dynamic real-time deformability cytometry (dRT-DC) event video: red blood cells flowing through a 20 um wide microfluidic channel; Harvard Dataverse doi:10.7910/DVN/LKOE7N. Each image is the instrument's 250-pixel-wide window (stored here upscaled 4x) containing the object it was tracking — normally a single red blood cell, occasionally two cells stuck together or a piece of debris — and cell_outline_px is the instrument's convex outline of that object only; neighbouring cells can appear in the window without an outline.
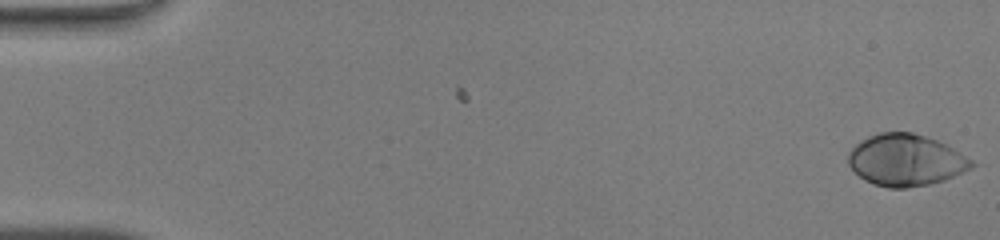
{"species": "human", "species_latin": "Homo sapiens", "temperature_condition": "warm", "stored_images_in_passage": 49, "camera_frame_rate_fps": 3000, "um_per_image_px": 0.085, "donor": {"sex": "male"}, "frame": {"image": 1, "passage_image": 1, "time_ms": 0.0, "image_size_px": [1000, 240], "cell_outline_px": [[976, 164], [972, 168], [944, 180], [928, 184], [904, 188], [888, 188], [872, 184], [864, 180], [848, 164], [848, 152], [860, 140], [868, 136], [880, 132], [912, 132], [936, 140], [952, 148], [972, 160]], "centroid_in_image_um": [76.96, 13.61], "position_along_channel_um": 8.0, "area_um2": 36.99}}
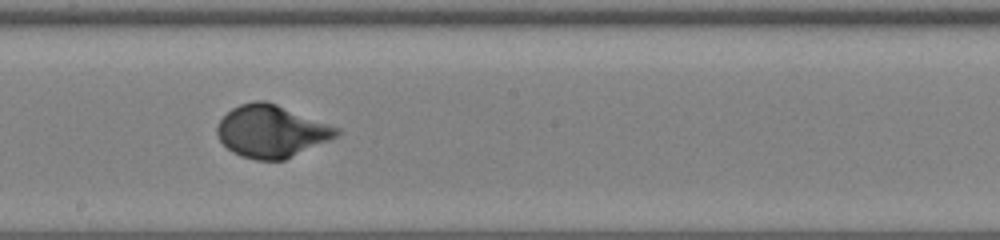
{"frame": {"image": 2, "passage_image": 28, "time_ms": 9.0, "image_size_px": [1000, 240], "cell_outline_px": [[340, 132], [336, 136], [328, 140], [284, 160], [256, 160], [240, 156], [232, 152], [220, 140], [216, 132], [216, 128], [220, 120], [232, 108], [240, 104], [252, 100], [268, 100], [340, 128]], "centroid_in_image_um": [23.05, 11.14], "position_along_channel_um": 225.2, "area_um2": 36.36}}
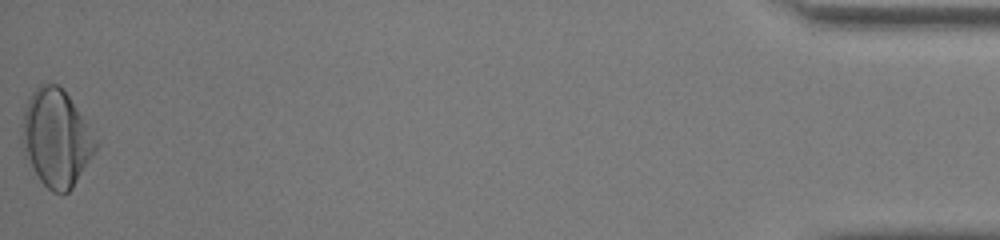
{"frame": {"image": 3, "passage_image": 49, "time_ms": 16.0, "image_size_px": [1000, 240], "cell_outline_px": [[100, 144], [72, 188], [68, 192], [52, 192], [40, 180], [24, 156], [20, 144], [20, 140], [24, 108], [32, 92], [40, 84], [56, 84], [68, 96]], "centroid_in_image_um": [4.74, 11.76], "position_along_channel_um": 430.5, "area_um2": 41.44}, "authors_computed_cell_mechanics": {"area_um2": 35.7204, "velocity_mm_per_s": 4.2685, "shape_relaxation_time_tau1_ms": 2.4428, "shape_relaxation_time_tau2_ms": null, "deformation_change_tau1": 0.1781, "deformation_change_tau2": null}}